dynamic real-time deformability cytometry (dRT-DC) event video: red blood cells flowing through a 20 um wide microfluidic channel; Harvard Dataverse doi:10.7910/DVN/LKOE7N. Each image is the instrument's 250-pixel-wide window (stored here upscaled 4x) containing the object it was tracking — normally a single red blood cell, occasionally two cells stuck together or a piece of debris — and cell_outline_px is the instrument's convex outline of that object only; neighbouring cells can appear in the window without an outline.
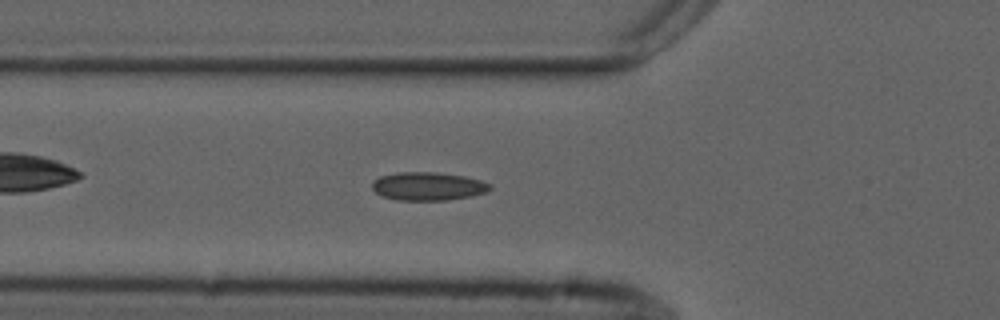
{"species": "common noctule bat (a hibernating species)", "species_latin": "Nyctalus noctula", "temperature_condition": "cold", "stored_images_in_passage": 47, "camera_frame_rate_fps": 3000, "um_per_image_px": 0.085, "animal": {"sex": "male", "forearm_length_mm": 52.5}, "frame": {"image": 1, "passage_image": 11, "time_ms": 3.333, "image_size_px": [1000, 320], "cell_outline_px": [[492, 188], [484, 192], [472, 196], [448, 200], [396, 200], [384, 196], [376, 192], [372, 188], [372, 184], [380, 176], [396, 172], [436, 172], [464, 176], [480, 180], [492, 184]], "centroid_in_image_um": [36.4, 15.83], "position_along_channel_um": 89.4, "area_um2": 19.36}}
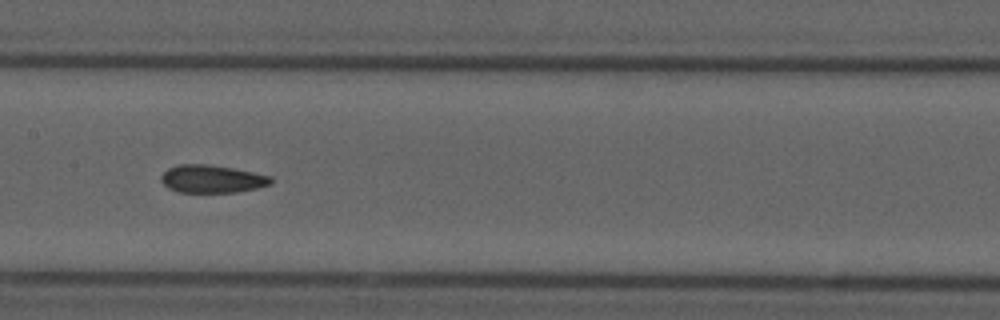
{"frame": {"image": 2, "passage_image": 19, "time_ms": 6.0, "image_size_px": [1000, 320], "cell_outline_px": [[272, 184], [256, 188], [236, 192], [180, 192], [168, 188], [160, 180], [160, 176], [168, 168], [180, 164], [204, 164], [232, 168], [272, 176]], "centroid_in_image_um": [18.01, 15.21], "position_along_channel_um": 189.4, "area_um2": 17.69}}
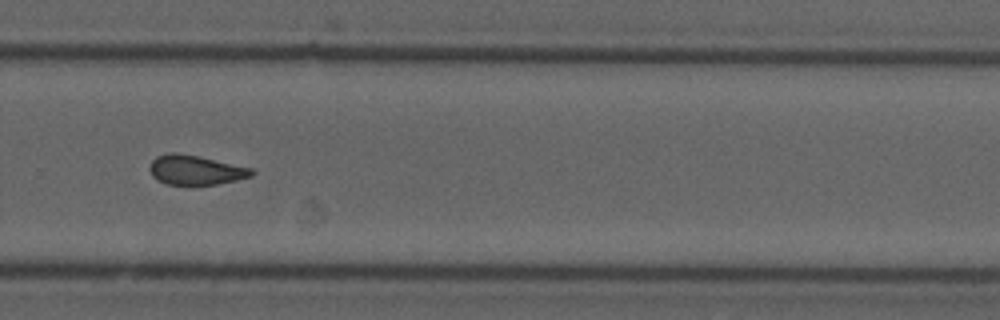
{"frame": {"image": 3, "passage_image": 29, "time_ms": 9.333, "image_size_px": [1000, 320], "cell_outline_px": [[256, 172], [252, 176], [236, 180], [216, 184], [168, 184], [156, 180], [152, 176], [148, 168], [152, 160], [156, 156], [168, 152], [176, 152], [196, 156], [252, 168]], "centroid_in_image_um": [16.58, 14.44], "position_along_channel_um": 313.2, "area_um2": 17.46}, "authors_computed_cell_mechanics": {"area_um2": 17.918, "velocity_mm_per_s": 3.7293, "shape_relaxation_time_tau1_ms": null, "shape_relaxation_time_tau2_ms": 3.0213, "deformation_change_tau1": null, "deformation_change_tau2": 0.1097}}